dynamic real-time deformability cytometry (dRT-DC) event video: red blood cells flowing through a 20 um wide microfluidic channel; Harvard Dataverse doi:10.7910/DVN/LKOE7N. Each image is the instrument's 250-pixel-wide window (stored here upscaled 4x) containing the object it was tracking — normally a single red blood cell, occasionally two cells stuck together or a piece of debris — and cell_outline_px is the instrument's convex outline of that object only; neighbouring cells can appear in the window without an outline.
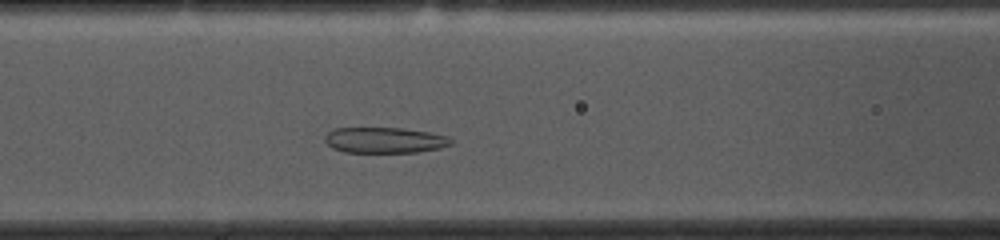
{"species": "common noctule bat (a hibernating species)", "species_latin": "Nyctalus noctula", "temperature_condition": "cold", "stored_images_in_passage": 37, "camera_frame_rate_fps": 3000, "um_per_image_px": 0.085, "animal": {"sex": "female", "body_mass_g": 10.0, "forearm_length_mm": 53.1}, "frame": {"image": 1, "passage_image": 14, "time_ms": 4.333, "image_size_px": [1000, 240], "cell_outline_px": [[452, 144], [440, 148], [416, 152], [344, 152], [332, 148], [324, 140], [324, 136], [328, 132], [336, 128], [404, 128], [428, 132], [448, 136], [452, 140]], "centroid_in_image_um": [32.69, 11.91], "position_along_channel_um": 133.9, "area_um2": 18.9}}
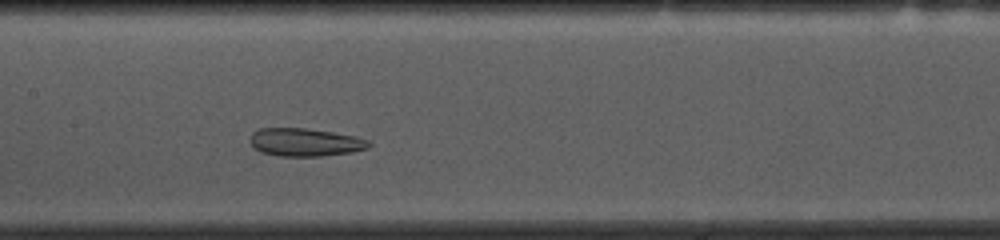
{"frame": {"image": 2, "passage_image": 18, "time_ms": 5.667, "image_size_px": [1000, 240], "cell_outline_px": [[372, 144], [368, 148], [352, 152], [324, 156], [280, 156], [260, 152], [252, 148], [248, 140], [252, 132], [260, 128], [304, 128], [332, 132], [356, 136], [368, 140]], "centroid_in_image_um": [25.9, 12.09], "position_along_channel_um": 181.5, "area_um2": 19.65}}
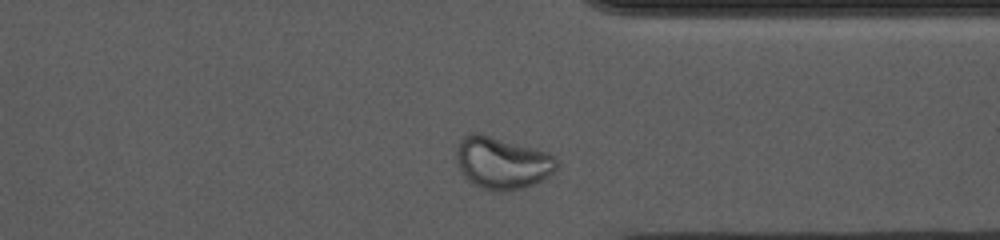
{"frame": {"image": 3, "passage_image": 34, "time_ms": 11.0, "image_size_px": [1000, 240], "cell_outline_px": [[556, 168], [548, 176], [524, 188], [508, 192], [496, 192], [480, 188], [468, 180], [460, 172], [456, 160], [456, 148], [464, 132], [480, 132], [548, 152], [556, 156]], "centroid_in_image_um": [42.62, 13.83], "position_along_channel_um": 368.8, "area_um2": 30.98}}